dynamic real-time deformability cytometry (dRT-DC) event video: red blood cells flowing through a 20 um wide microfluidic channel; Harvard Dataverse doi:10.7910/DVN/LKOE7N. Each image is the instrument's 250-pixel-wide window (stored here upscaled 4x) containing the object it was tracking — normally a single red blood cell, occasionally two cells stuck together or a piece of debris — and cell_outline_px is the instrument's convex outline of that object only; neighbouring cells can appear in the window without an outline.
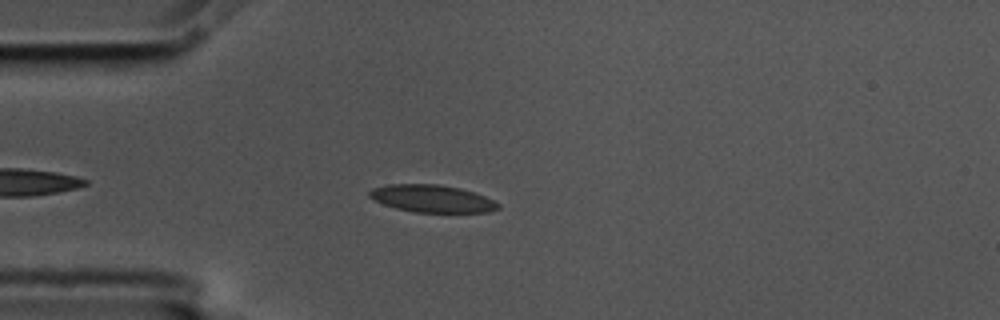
{"species": "common noctule bat (a hibernating species)", "species_latin": "Nyctalus noctula", "temperature_condition": "cold", "stored_images_in_passage": 49, "camera_frame_rate_fps": 3000, "um_per_image_px": 0.085, "animal": {"sex": "male", "body_mass_g": 17.5, "forearm_length_mm": 52.3}, "frame": {"image": 1, "passage_image": 7, "time_ms": 2.0, "image_size_px": [1000, 320], "cell_outline_px": [[500, 208], [488, 212], [412, 212], [396, 208], [384, 204], [368, 196], [368, 192], [372, 188], [388, 184], [436, 184], [460, 188], [476, 192], [500, 204]], "centroid_in_image_um": [36.73, 16.88], "position_along_channel_um": 48.3, "area_um2": 20.52}}
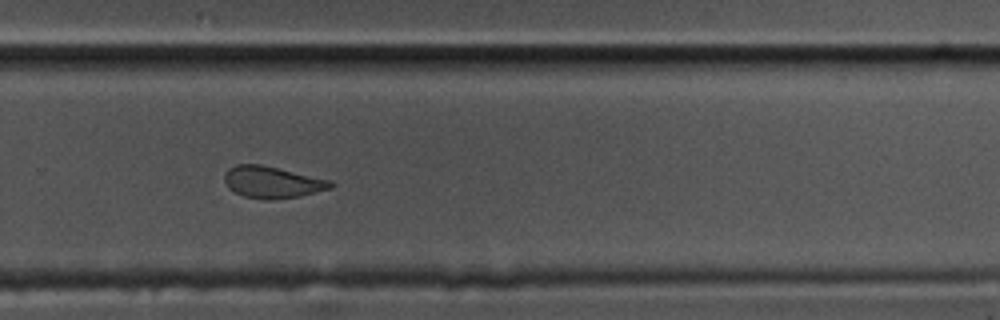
{"frame": {"image": 2, "passage_image": 30, "time_ms": 9.667, "image_size_px": [1000, 320], "cell_outline_px": [[336, 184], [332, 188], [300, 196], [272, 200], [264, 200], [244, 196], [228, 188], [224, 180], [224, 172], [228, 168], [236, 164], [260, 164], [332, 180]], "centroid_in_image_um": [23.15, 15.48], "position_along_channel_um": 306.7, "area_um2": 19.83}}
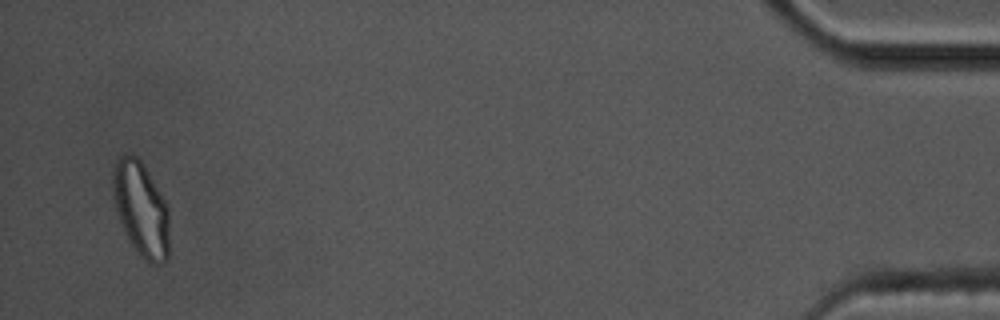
{"frame": {"image": 3, "passage_image": 47, "time_ms": 15.333, "image_size_px": [1000, 320], "cell_outline_px": [[168, 260], [164, 264], [148, 264], [140, 256], [132, 244], [120, 220], [116, 208], [112, 184], [112, 172], [116, 160], [120, 156], [128, 152], [132, 152], [144, 164], [164, 200], [168, 208]], "centroid_in_image_um": [11.99, 17.75], "position_along_channel_um": 423.2, "area_um2": 30.98}, "authors_computed_cell_mechanics": {"area_um2": 20.808, "velocity_mm_per_s": 3.5327, "shape_relaxation_time_tau1_ms": null, "shape_relaxation_time_tau2_ms": 2.0738, "deformation_change_tau1": null, "deformation_change_tau2": 0.0901}}